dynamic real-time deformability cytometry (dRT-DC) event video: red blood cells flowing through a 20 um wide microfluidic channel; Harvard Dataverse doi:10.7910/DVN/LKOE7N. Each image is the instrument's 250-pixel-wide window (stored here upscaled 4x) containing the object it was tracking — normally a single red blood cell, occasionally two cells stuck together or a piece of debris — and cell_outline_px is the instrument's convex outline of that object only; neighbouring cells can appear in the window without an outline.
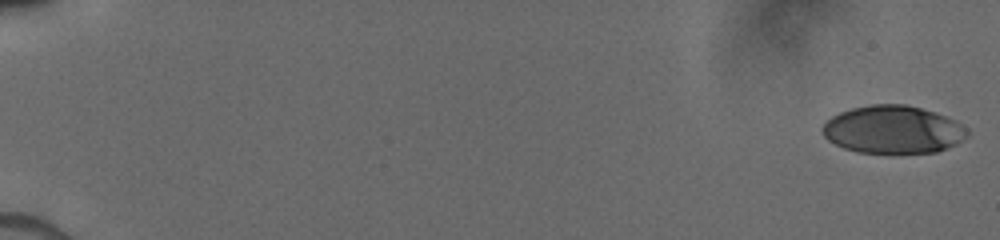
{"species": "human", "species_latin": "Homo sapiens", "temperature_condition": "cold", "stored_images_in_passage": 54, "camera_frame_rate_fps": 3000, "um_per_image_px": 0.085, "donor": {"sex": "male"}, "frame": {"image": 1, "passage_image": 1, "time_ms": 0.0, "image_size_px": [1000, 240], "cell_outline_px": [[968, 136], [956, 144], [936, 152], [856, 152], [844, 148], [828, 140], [824, 136], [820, 128], [832, 116], [840, 112], [852, 108], [868, 104], [904, 104], [936, 112], [968, 128]], "centroid_in_image_um": [75.88, 11.0], "position_along_channel_um": 9.1, "area_um2": 40.11}}
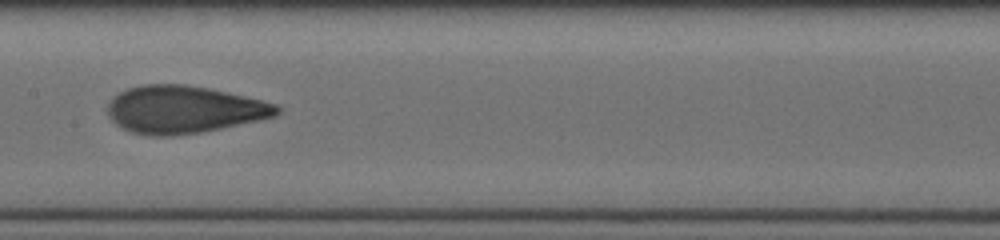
{"frame": {"image": 2, "passage_image": 33, "time_ms": 9.333, "image_size_px": [1000, 240], "cell_outline_px": [[280, 112], [276, 116], [260, 120], [200, 132], [172, 136], [148, 136], [132, 132], [116, 124], [108, 116], [108, 104], [112, 96], [128, 88], [140, 84], [184, 84], [208, 88], [228, 92], [276, 104], [280, 108]], "centroid_in_image_um": [15.6, 9.3], "position_along_channel_um": 191.8, "area_um2": 46.82}}
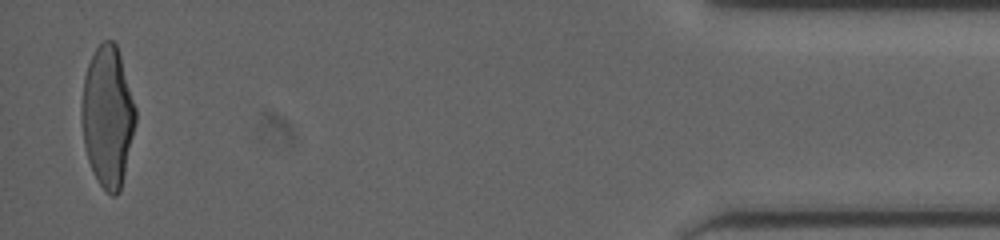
{"frame": {"image": 3, "passage_image": 53, "time_ms": 16.667, "image_size_px": [1000, 240], "cell_outline_px": [[136, 120], [120, 192], [116, 196], [112, 196], [100, 184], [92, 172], [88, 160], [84, 144], [80, 120], [80, 108], [84, 76], [88, 64], [96, 48], [104, 40], [112, 40], [116, 44], [120, 56], [136, 108]], "centroid_in_image_um": [9.12, 9.9], "position_along_channel_um": 426.1, "area_um2": 44.16}}